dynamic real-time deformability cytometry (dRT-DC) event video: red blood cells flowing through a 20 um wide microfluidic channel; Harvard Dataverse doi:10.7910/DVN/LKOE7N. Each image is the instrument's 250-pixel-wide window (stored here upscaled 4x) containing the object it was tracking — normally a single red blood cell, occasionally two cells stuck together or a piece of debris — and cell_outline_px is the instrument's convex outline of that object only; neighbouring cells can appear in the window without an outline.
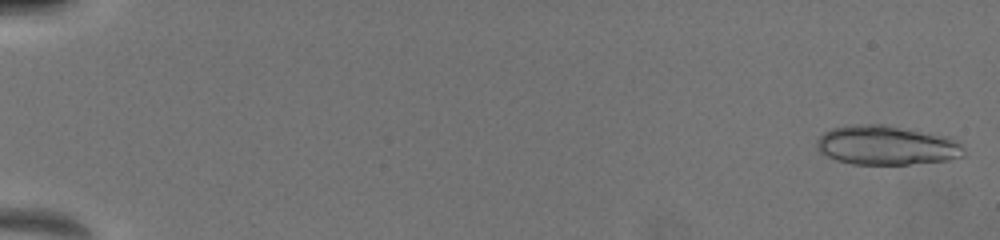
{"species": "common noctule bat (a hibernating species)", "species_latin": "Nyctalus noctula", "temperature_condition": "warm", "stored_images_in_passage": 49, "camera_frame_rate_fps": 3000, "um_per_image_px": 0.085, "animal": {"sex": "female", "body_mass_g": 19.5, "forearm_length_mm": 54.1}, "frame": {"image": 1, "passage_image": 3, "time_ms": 0.333, "image_size_px": [1000, 240], "cell_outline_px": [[964, 156], [948, 160], [908, 164], [852, 164], [836, 160], [820, 152], [816, 144], [816, 140], [824, 132], [832, 128], [856, 124], [884, 124], [956, 136], [960, 140], [964, 148]], "centroid_in_image_um": [75.45, 12.33], "position_along_channel_um": 9.6, "area_um2": 34.39}}
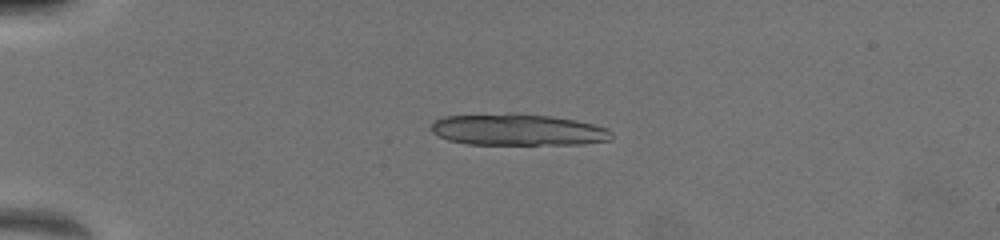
{"frame": {"image": 2, "passage_image": 15, "time_ms": 4.667, "image_size_px": [1000, 240], "cell_outline_px": [[612, 140], [584, 144], [468, 144], [448, 140], [432, 132], [428, 128], [436, 120], [444, 116], [516, 112], [548, 116], [576, 120], [608, 128], [612, 132]], "centroid_in_image_um": [44.02, 11.02], "position_along_channel_um": 41.0, "area_um2": 33.47}, "authors_computed_cell_mechanics": {"area_um2": 18.785, "velocity_mm_per_s": 4.0396, "shape_relaxation_time_tau1_ms": null, "shape_relaxation_time_tau2_ms": 1.8436, "deformation_change_tau1": null, "deformation_change_tau2": 0.086}}